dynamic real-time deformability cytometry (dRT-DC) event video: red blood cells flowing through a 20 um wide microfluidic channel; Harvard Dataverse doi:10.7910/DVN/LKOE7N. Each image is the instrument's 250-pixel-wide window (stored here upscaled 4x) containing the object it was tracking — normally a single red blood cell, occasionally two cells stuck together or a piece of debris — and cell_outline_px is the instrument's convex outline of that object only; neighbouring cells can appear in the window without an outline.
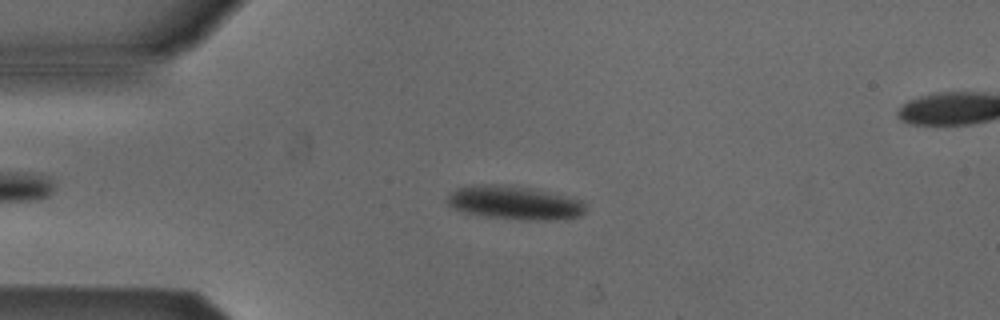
{"species": "Egyptian fruit bat (a non-hibernating species)", "species_latin": "Rousettus aegyptiacus", "temperature_condition": "cold", "stored_images_in_passage": 42, "camera_frame_rate_fps": 3000, "um_per_image_px": 0.085, "animal": {"sex": "male"}, "frame": {"image": 1, "passage_image": 8, "time_ms": 2.333, "image_size_px": [1000, 320], "cell_outline_px": [[588, 204], [584, 212], [580, 216], [564, 220], [528, 220], [484, 216], [468, 212], [456, 208], [448, 204], [444, 200], [456, 188], [480, 184], [512, 184], [532, 188], [584, 200]], "centroid_in_image_um": [43.81, 17.22], "position_along_channel_um": 41.2, "area_um2": 27.4}}
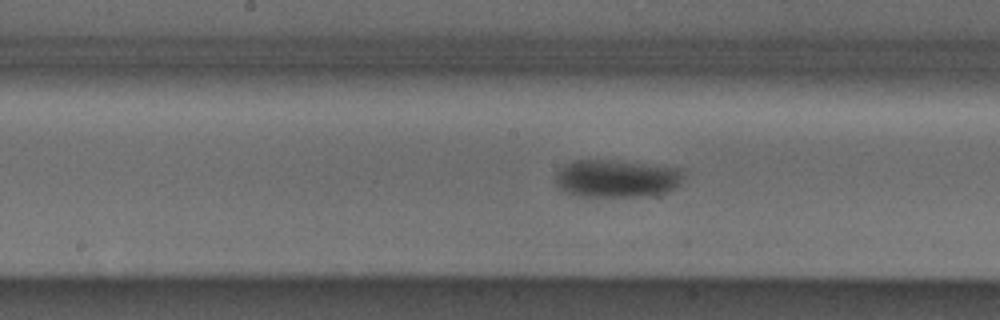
{"frame": {"image": 2, "passage_image": 22, "time_ms": 7.0, "image_size_px": [1000, 320], "cell_outline_px": [[684, 176], [680, 184], [676, 188], [668, 192], [648, 196], [576, 196], [564, 192], [556, 188], [556, 172], [564, 164], [576, 160], [608, 160], [680, 168], [684, 172]], "centroid_in_image_um": [52.4, 15.19], "position_along_channel_um": 195.8, "area_um2": 28.38}}
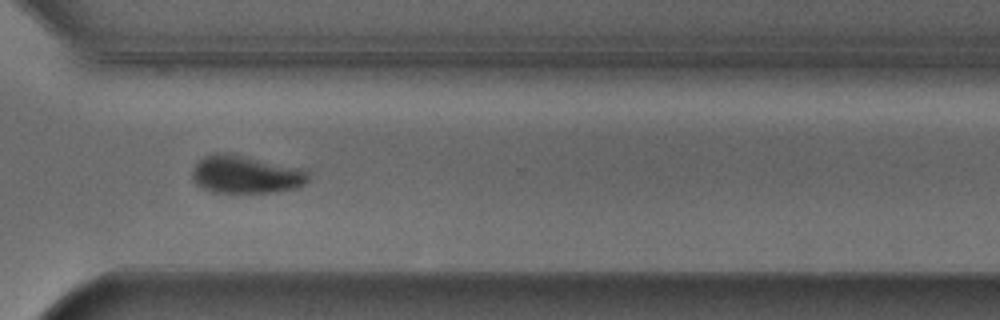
{"frame": {"image": 3, "passage_image": 34, "time_ms": 11.0, "image_size_px": [1000, 320], "cell_outline_px": [[308, 180], [304, 184], [296, 188], [276, 192], [212, 192], [196, 184], [192, 176], [192, 168], [204, 156], [216, 152], [220, 152], [304, 168], [308, 172]], "centroid_in_image_um": [20.9, 14.84], "position_along_channel_um": 349.7, "area_um2": 25.37}}